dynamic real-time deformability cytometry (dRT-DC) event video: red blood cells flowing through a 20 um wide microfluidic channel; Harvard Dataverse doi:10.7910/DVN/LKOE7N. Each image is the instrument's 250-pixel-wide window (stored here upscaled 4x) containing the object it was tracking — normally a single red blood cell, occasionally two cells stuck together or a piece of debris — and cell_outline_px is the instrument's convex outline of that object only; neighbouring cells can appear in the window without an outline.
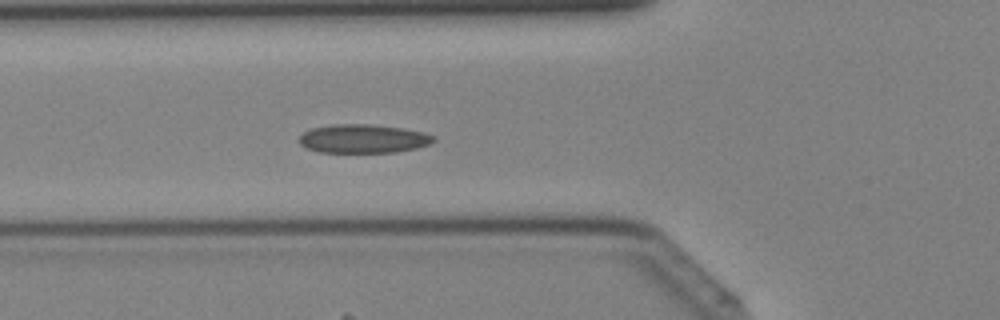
{"species": "Egyptian fruit bat (a non-hibernating species)", "species_latin": "Rousettus aegyptiacus", "temperature_condition": "cold", "stored_images_in_passage": 29, "camera_frame_rate_fps": 3000, "um_per_image_px": 0.085, "animal": {"sex": "female"}, "frame": {"image": 1, "passage_image": 9, "time_ms": 2.667, "image_size_px": [1000, 320], "cell_outline_px": [[436, 140], [428, 144], [416, 148], [396, 152], [320, 152], [308, 148], [300, 144], [300, 136], [304, 132], [312, 128], [332, 124], [368, 124], [404, 128], [424, 132], [432, 136]], "centroid_in_image_um": [30.88, 11.78], "position_along_channel_um": 94.9, "area_um2": 22.31}}
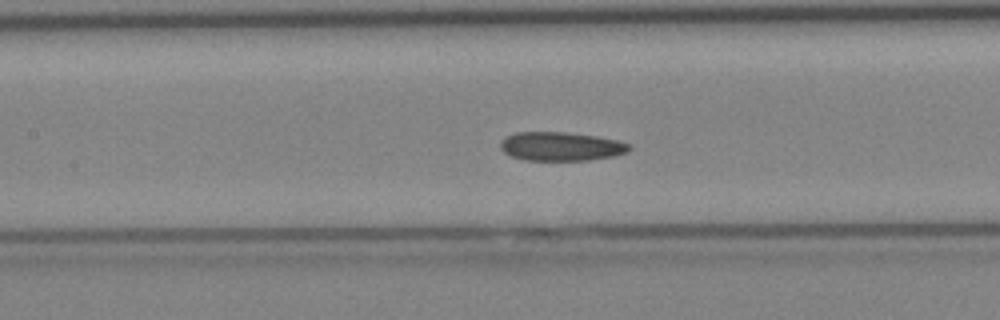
{"frame": {"image": 2, "passage_image": 13, "time_ms": 4.0, "image_size_px": [1000, 320], "cell_outline_px": [[632, 148], [628, 152], [616, 156], [588, 160], [524, 160], [512, 156], [504, 152], [500, 148], [500, 140], [504, 136], [516, 132], [564, 132], [596, 136], [620, 140], [632, 144]], "centroid_in_image_um": [47.71, 12.44], "position_along_channel_um": 159.7, "area_um2": 21.96}}
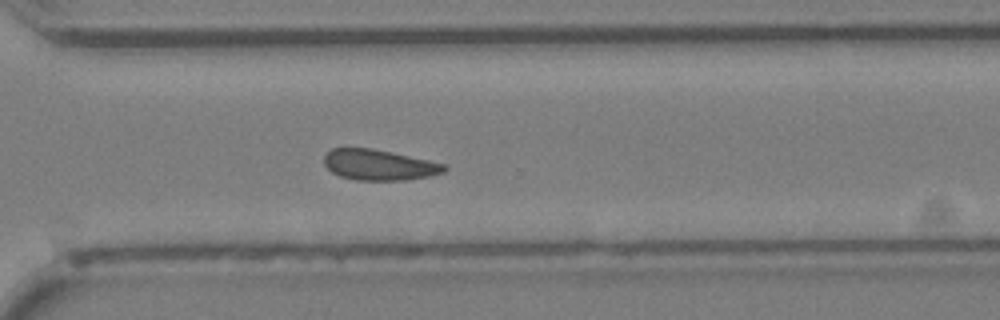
{"frame": {"image": 3, "passage_image": 24, "time_ms": 7.667, "image_size_px": [1000, 320], "cell_outline_px": [[448, 168], [444, 172], [428, 176], [404, 180], [356, 180], [340, 176], [332, 172], [324, 164], [324, 156], [332, 148], [372, 148], [444, 164]], "centroid_in_image_um": [32.18, 14.02], "position_along_channel_um": 338.4, "area_um2": 21.15}}